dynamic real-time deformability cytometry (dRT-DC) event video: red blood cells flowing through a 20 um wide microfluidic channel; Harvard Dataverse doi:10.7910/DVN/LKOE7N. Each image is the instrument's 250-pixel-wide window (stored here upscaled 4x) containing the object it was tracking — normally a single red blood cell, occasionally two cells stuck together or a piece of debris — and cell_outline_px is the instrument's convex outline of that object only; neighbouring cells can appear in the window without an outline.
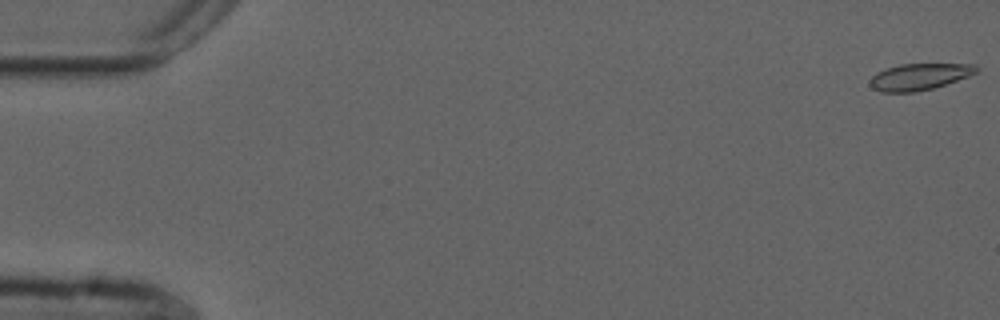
{"species": "common noctule bat (a hibernating species)", "species_latin": "Nyctalus noctula", "temperature_condition": "cold", "stored_images_in_passage": 55, "camera_frame_rate_fps": 3000, "um_per_image_px": 0.085, "animal": {"sex": "male", "forearm_length_mm": 52.5}, "frame": {"image": 1, "passage_image": 1, "time_ms": 0.0, "image_size_px": [1000, 320], "cell_outline_px": [[980, 68], [976, 72], [968, 76], [932, 88], [912, 92], [880, 92], [872, 88], [868, 84], [868, 80], [876, 72], [900, 64], [976, 64]], "centroid_in_image_um": [78.09, 6.52], "position_along_channel_um": 6.9, "area_um2": 16.36}}
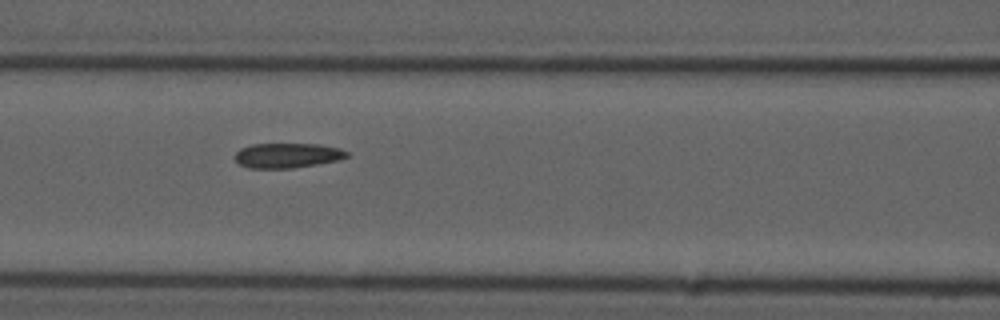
{"frame": {"image": 2, "passage_image": 24, "time_ms": 7.667, "image_size_px": [1000, 320], "cell_outline_px": [[352, 156], [340, 160], [292, 168], [248, 168], [240, 164], [236, 160], [236, 152], [240, 148], [252, 144], [316, 144], [340, 148], [348, 152]], "centroid_in_image_um": [24.47, 13.21], "position_along_channel_um": 142.1, "area_um2": 16.24}}
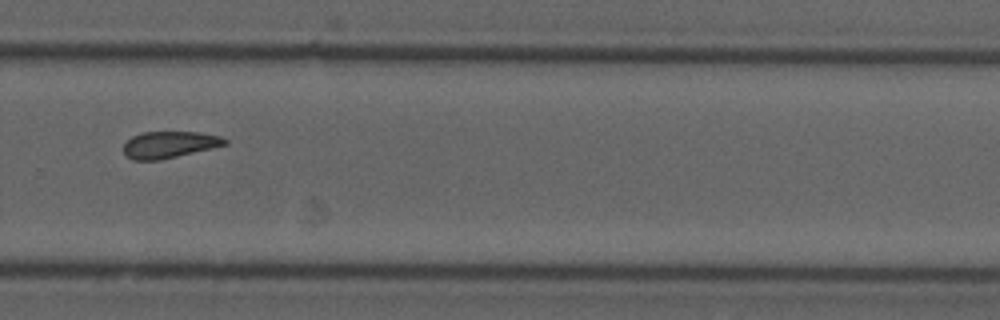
{"frame": {"image": 3, "passage_image": 38, "time_ms": 12.333, "image_size_px": [1000, 320], "cell_outline_px": [[228, 144], [212, 148], [160, 160], [132, 160], [124, 156], [124, 144], [132, 136], [144, 132], [196, 132], [220, 136], [228, 140]], "centroid_in_image_um": [14.38, 12.3], "position_along_channel_um": 315.4, "area_um2": 15.72}, "authors_computed_cell_mechanics": {"area_um2": 16.762, "velocity_mm_per_s": 3.7302, "shape_relaxation_time_tau1_ms": null, "shape_relaxation_time_tau2_ms": 2.488, "deformation_change_tau1": null, "deformation_change_tau2": 0.0658}}